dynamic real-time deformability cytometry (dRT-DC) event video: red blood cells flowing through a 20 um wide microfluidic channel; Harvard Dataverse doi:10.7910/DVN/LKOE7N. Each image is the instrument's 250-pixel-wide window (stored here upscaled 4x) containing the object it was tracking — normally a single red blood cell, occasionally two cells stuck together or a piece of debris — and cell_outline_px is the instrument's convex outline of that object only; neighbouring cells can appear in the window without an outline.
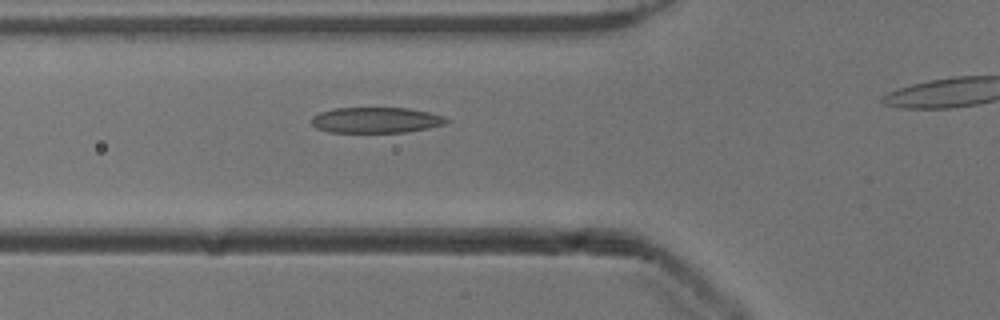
{"species": "common noctule bat (a hibernating species)", "species_latin": "Nyctalus noctula", "temperature_condition": "cold", "stored_images_in_passage": 16, "camera_frame_rate_fps": 3000, "um_per_image_px": 0.085, "animal": {"sex": "male", "body_mass_g": 13.3}, "frame": {"image": 1, "passage_image": 10, "time_ms": 3.0, "image_size_px": [1000, 320], "cell_outline_px": [[448, 120], [444, 124], [428, 128], [404, 132], [328, 132], [316, 128], [312, 124], [312, 116], [320, 112], [332, 108], [408, 108], [428, 112], [444, 116]], "centroid_in_image_um": [31.92, 10.2], "position_along_channel_um": 93.9, "area_um2": 20.11}}
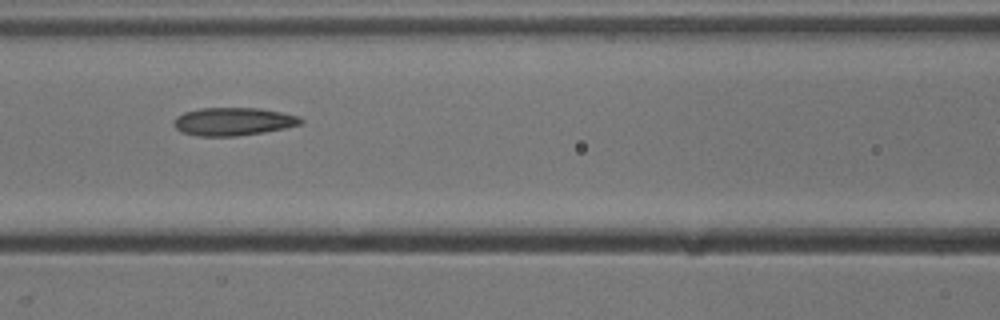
{"frame": {"image": 2, "passage_image": 14, "time_ms": 4.333, "image_size_px": [1000, 320], "cell_outline_px": [[304, 120], [300, 124], [284, 128], [264, 132], [236, 136], [200, 136], [184, 132], [176, 128], [172, 124], [172, 120], [176, 116], [184, 112], [200, 108], [260, 108], [300, 116]], "centroid_in_image_um": [19.81, 10.32], "position_along_channel_um": 146.8, "area_um2": 20.69}}